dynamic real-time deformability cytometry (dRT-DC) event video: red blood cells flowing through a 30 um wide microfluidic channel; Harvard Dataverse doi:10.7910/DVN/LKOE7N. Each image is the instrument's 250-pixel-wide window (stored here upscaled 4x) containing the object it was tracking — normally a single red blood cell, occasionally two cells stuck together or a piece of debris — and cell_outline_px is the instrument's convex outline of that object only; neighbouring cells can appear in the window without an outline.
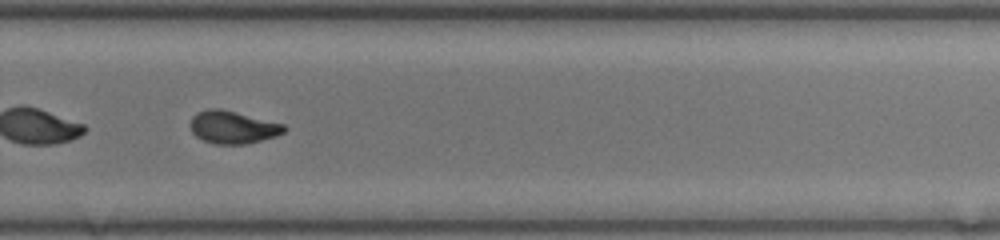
{"species": "common noctule bat (a hibernating species)", "species_latin": "Nyctalus noctula", "temperature_condition": "room temperature", "stored_images_in_passage": 51, "segment_of_instrument_passage": [2, 2], "camera_frame_rate_fps": 3000, "um_per_image_px": 0.085, "animal": {"sex": "female", "body_mass_g": 17.0, "forearm_length_mm": 48.0}, "frame": {"image": 1, "passage_image": 34, "time_ms": 11.0, "image_size_px": [1000, 240], "cell_outline_px": [[288, 128], [284, 132], [276, 136], [248, 144], [216, 144], [204, 140], [196, 136], [192, 132], [188, 124], [192, 116], [196, 112], [208, 108], [220, 108], [284, 124]], "centroid_in_image_um": [19.76, 10.81], "position_along_channel_um": 310.0, "area_um2": 18.03}}